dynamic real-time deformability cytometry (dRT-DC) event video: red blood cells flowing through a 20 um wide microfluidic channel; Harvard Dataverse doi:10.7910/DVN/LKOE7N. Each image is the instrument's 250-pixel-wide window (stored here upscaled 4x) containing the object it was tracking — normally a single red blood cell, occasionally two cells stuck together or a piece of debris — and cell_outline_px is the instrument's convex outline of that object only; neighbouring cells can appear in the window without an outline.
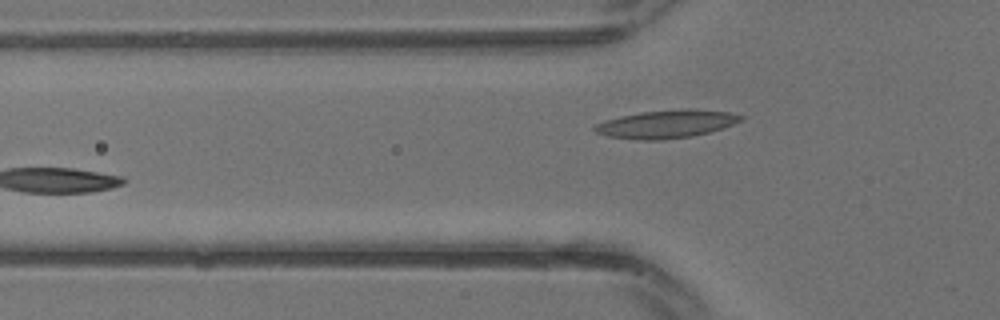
{"species": "common noctule bat (a hibernating species)", "species_latin": "Nyctalus noctula", "temperature_condition": "warm", "stored_images_in_passage": 5, "camera_frame_rate_fps": 3000, "um_per_image_px": 0.085, "animal": {"sex": "male", "body_mass_g": 13.3}, "frame": {"image": 1, "passage_image": 5, "time_ms": 1.333, "image_size_px": [1000, 320], "cell_outline_px": [[748, 116], [744, 120], [708, 132], [692, 136], [664, 140], [636, 140], [608, 136], [596, 132], [592, 128], [596, 124], [604, 120], [620, 116], [640, 112], [688, 108], [728, 112]], "centroid_in_image_um": [56.65, 10.54], "position_along_channel_um": 69.2, "area_um2": 23.99}}